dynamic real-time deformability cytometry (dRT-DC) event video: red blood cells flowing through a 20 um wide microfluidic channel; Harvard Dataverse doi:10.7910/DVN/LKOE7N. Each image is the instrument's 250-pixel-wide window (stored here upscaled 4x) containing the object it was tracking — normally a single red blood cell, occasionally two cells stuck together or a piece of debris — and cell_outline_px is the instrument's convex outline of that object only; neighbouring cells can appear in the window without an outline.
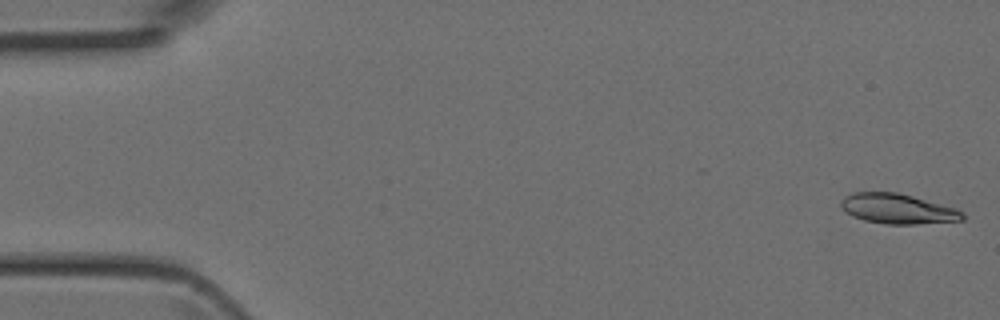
{"species": "Egyptian fruit bat (a non-hibernating species)", "species_latin": "Rousettus aegyptiacus", "temperature_condition": "room temperature", "stored_images_in_passage": 38, "camera_frame_rate_fps": 3000, "um_per_image_px": 0.085, "animal": {"sex": "female"}, "frame": {"image": 1, "passage_image": 1, "time_ms": 0.0, "image_size_px": [1000, 320], "cell_outline_px": [[964, 220], [916, 224], [884, 224], [864, 220], [852, 216], [840, 208], [840, 200], [844, 196], [852, 192], [900, 192], [956, 208], [964, 212]], "centroid_in_image_um": [76.28, 17.74], "position_along_channel_um": 8.7, "area_um2": 21.56}}
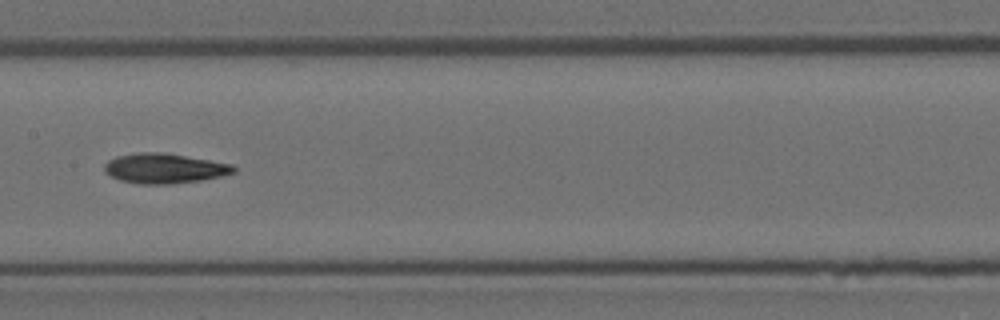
{"frame": {"image": 2, "passage_image": 22, "time_ms": 7.0, "image_size_px": [1000, 320], "cell_outline_px": [[236, 172], [220, 176], [200, 180], [172, 184], [136, 184], [120, 180], [104, 172], [104, 164], [108, 160], [116, 156], [136, 152], [160, 152], [232, 164], [236, 168]], "centroid_in_image_um": [13.93, 14.31], "position_along_channel_um": 193.5, "area_um2": 22.48}}
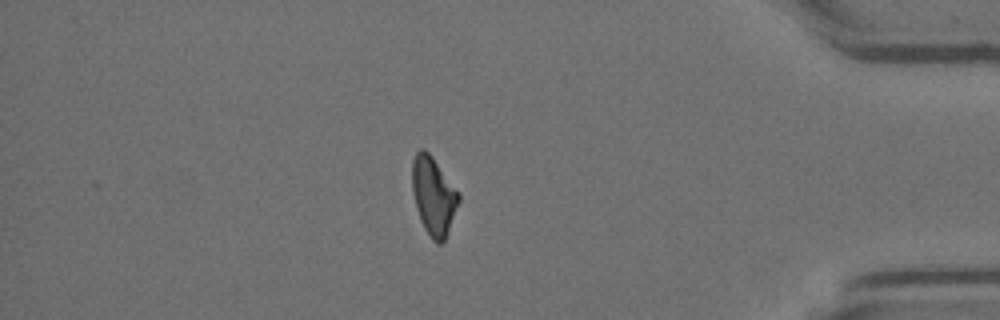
{"frame": {"image": 3, "passage_image": 38, "time_ms": 12.333, "image_size_px": [1000, 320], "cell_outline_px": [[460, 200], [448, 232], [444, 240], [440, 244], [436, 244], [432, 240], [424, 228], [420, 220], [416, 208], [412, 192], [412, 160], [416, 152], [420, 148], [424, 148], [432, 156], [460, 192]], "centroid_in_image_um": [36.85, 16.64], "position_along_channel_um": 398.4, "area_um2": 21.44}}